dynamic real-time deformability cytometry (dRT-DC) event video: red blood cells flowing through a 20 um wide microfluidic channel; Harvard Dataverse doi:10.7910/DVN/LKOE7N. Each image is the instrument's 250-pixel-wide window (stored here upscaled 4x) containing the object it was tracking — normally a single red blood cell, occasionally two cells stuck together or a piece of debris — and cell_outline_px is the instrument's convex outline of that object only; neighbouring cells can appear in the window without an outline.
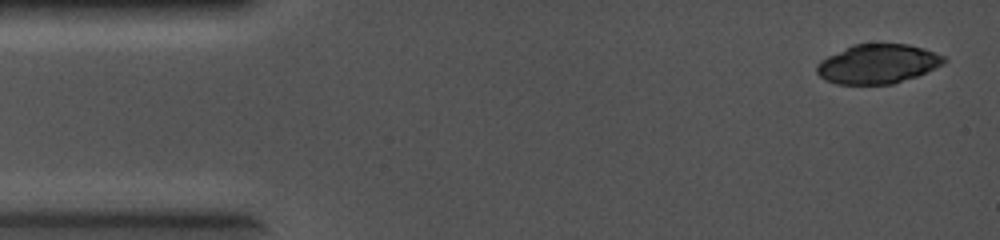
{"species": "common noctule bat (a hibernating species)", "species_latin": "Nyctalus noctula", "temperature_condition": "cold", "stored_images_in_passage": 6, "camera_frame_rate_fps": 5000, "um_per_image_px": 0.085, "animal": {"sex": "female", "body_mass_g": 19.0, "forearm_length_mm": 56.7}, "frame": {"image": 1, "passage_image": 1, "time_ms": 0.0, "image_size_px": [1000, 240], "cell_outline_px": [[948, 60], [944, 64], [916, 76], [892, 84], [836, 84], [824, 80], [816, 72], [816, 64], [820, 60], [852, 44], [908, 44], [924, 48], [944, 56]], "centroid_in_image_um": [74.59, 5.43], "position_along_channel_um": 10.4, "area_um2": 29.19}}
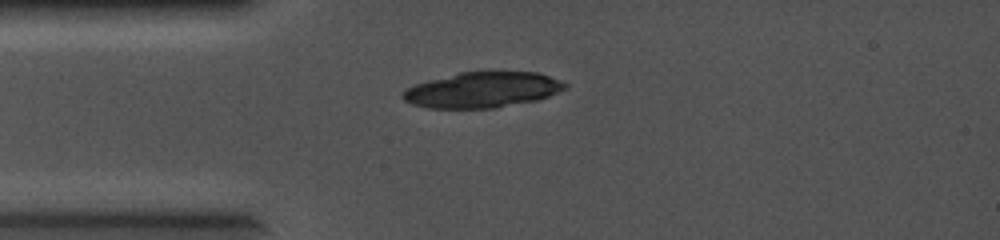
{"frame": {"image": 2, "passage_image": 6, "time_ms": 1.0, "image_size_px": [1000, 240], "cell_outline_px": [[568, 88], [548, 96], [536, 100], [496, 108], [428, 108], [412, 104], [404, 100], [400, 96], [400, 92], [416, 84], [428, 80], [460, 72], [536, 72], [560, 80], [568, 84]], "centroid_in_image_um": [40.99, 7.64], "position_along_channel_um": 44.0, "area_um2": 33.58}}